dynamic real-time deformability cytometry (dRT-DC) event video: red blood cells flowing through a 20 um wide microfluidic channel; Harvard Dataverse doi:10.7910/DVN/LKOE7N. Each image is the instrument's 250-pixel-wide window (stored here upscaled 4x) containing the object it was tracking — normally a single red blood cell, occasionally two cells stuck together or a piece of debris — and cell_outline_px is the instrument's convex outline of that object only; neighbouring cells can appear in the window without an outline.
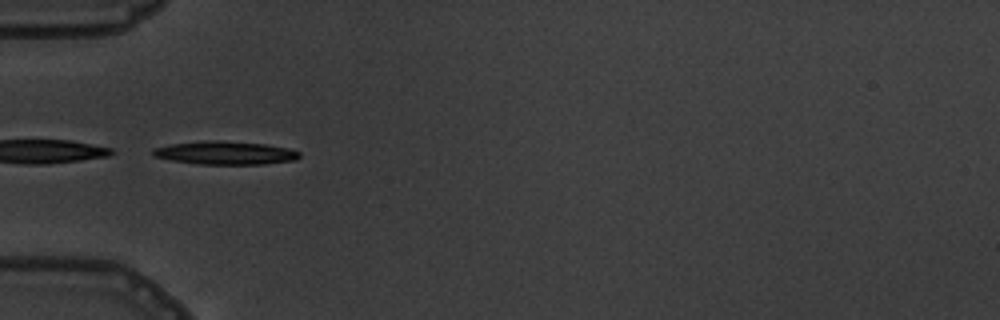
{"species": "common noctule bat (a hibernating species)", "species_latin": "Nyctalus noctula", "temperature_condition": "warm", "stored_images_in_passage": 4, "camera_frame_rate_fps": 3000, "um_per_image_px": 0.085, "animal": {"sex": "male", "body_mass_g": 19.5, "forearm_length_mm": 54.6}, "frame": {"image": 1, "passage_image": 2, "time_ms": 1.0, "image_size_px": [1000, 320], "cell_outline_px": [[300, 156], [296, 160], [264, 164], [200, 164], [172, 160], [152, 156], [152, 148], [172, 144], [204, 140], [220, 140], [264, 144], [288, 148], [300, 152]], "centroid_in_image_um": [19.14, 12.99], "position_along_channel_um": 65.9, "area_um2": 19.88}}